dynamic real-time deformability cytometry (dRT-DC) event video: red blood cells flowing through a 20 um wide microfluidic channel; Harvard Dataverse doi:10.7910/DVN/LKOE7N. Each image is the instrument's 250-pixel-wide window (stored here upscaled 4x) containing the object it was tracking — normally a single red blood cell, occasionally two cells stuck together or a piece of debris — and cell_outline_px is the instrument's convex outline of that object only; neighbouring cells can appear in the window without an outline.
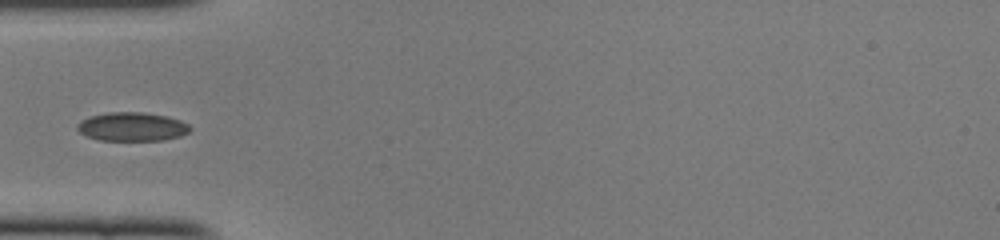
{"species": "common noctule bat (a hibernating species)", "species_latin": "Nyctalus noctula", "temperature_condition": "cold", "stored_images_in_passage": 29, "camera_frame_rate_fps": 3000, "um_per_image_px": 0.085, "animal": {"sex": "female", "body_mass_g": 22.0, "forearm_length_mm": 56.7}, "frame": {"image": 1, "passage_image": 1, "time_ms": 0.0, "image_size_px": [1000, 240], "cell_outline_px": [[192, 128], [188, 132], [180, 136], [164, 140], [100, 140], [88, 136], [80, 132], [76, 128], [76, 124], [80, 120], [88, 116], [108, 112], [144, 112], [168, 116], [180, 120], [188, 124]], "centroid_in_image_um": [11.22, 10.76], "position_along_channel_um": 73.8, "area_um2": 19.02}}
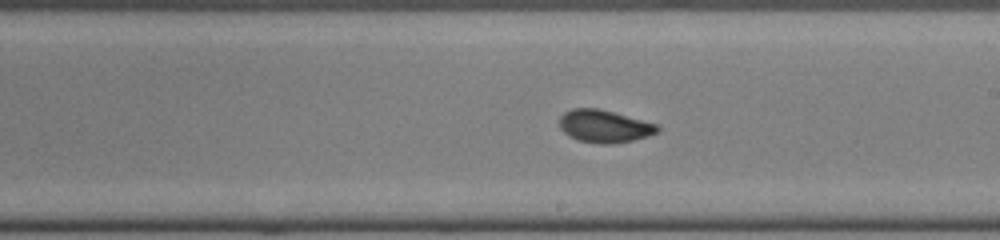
{"frame": {"image": 2, "passage_image": 13, "time_ms": 4.0, "image_size_px": [1000, 240], "cell_outline_px": [[660, 128], [656, 132], [648, 136], [632, 140], [612, 144], [604, 144], [576, 140], [568, 136], [560, 128], [560, 116], [564, 112], [572, 108], [596, 108], [660, 124]], "centroid_in_image_um": [51.36, 10.73], "position_along_channel_um": 237.6, "area_um2": 18.61}}
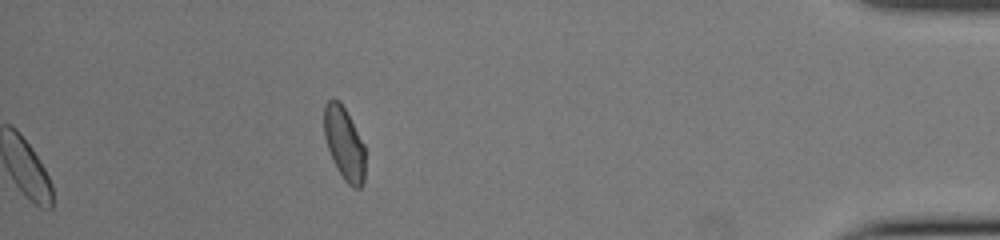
{"frame": {"image": 3, "passage_image": 29, "time_ms": 9.333, "image_size_px": [1000, 240], "cell_outline_px": [[364, 184], [360, 188], [352, 188], [344, 180], [328, 148], [324, 136], [324, 104], [328, 100], [340, 100], [364, 144]], "centroid_in_image_um": [29.26, 12.19], "position_along_channel_um": 405.9, "area_um2": 17.17}}